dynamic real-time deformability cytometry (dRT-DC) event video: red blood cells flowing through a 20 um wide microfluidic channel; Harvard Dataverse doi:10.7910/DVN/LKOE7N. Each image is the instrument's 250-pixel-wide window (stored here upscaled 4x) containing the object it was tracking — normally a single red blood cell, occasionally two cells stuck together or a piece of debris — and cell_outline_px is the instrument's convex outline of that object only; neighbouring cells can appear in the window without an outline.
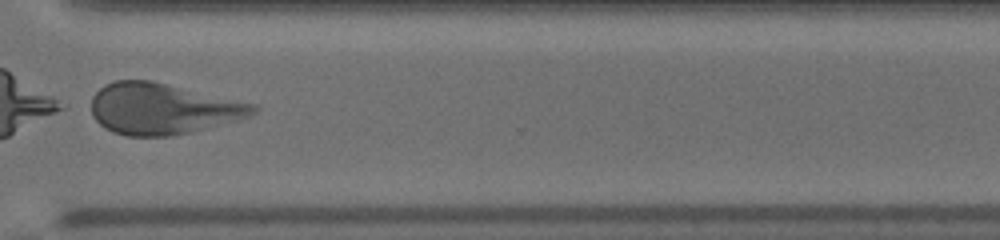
{"species": "human", "species_latin": "Homo sapiens", "temperature_condition": "warm", "stored_images_in_passage": 48, "camera_frame_rate_fps": 3000, "um_per_image_px": 0.085, "donor": {"sex": "male"}, "frame": {"image": 1, "passage_image": 37, "time_ms": 12.0, "image_size_px": [1000, 240], "cell_outline_px": [[260, 108], [256, 112], [248, 116], [236, 120], [172, 136], [128, 136], [112, 132], [104, 128], [92, 116], [92, 96], [104, 84], [116, 80], [148, 80], [256, 104]], "centroid_in_image_um": [13.78, 9.25], "position_along_channel_um": 356.8, "area_um2": 47.74}}